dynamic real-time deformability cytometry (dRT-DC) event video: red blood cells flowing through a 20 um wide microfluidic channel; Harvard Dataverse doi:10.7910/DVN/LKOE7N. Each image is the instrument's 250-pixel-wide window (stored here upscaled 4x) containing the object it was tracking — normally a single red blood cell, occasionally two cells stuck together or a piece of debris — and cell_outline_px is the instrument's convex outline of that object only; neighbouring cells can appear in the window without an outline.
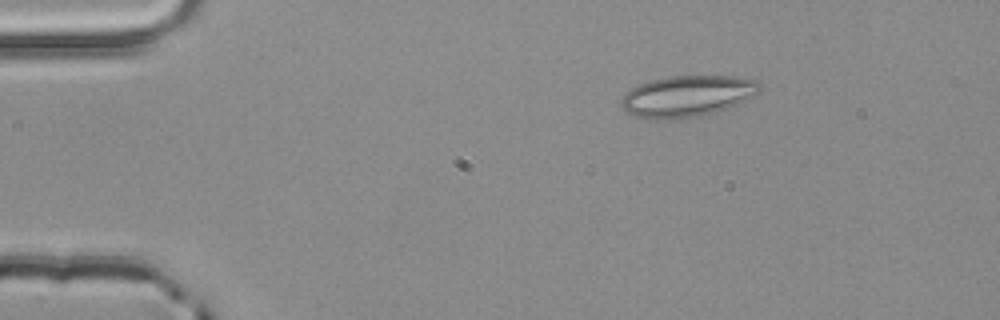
{"species": "common noctule bat (a hibernating species)", "species_latin": "Nyctalus noctula", "temperature_condition": "room temperature", "stored_images_in_passage": 45, "camera_frame_rate_fps": 3000, "um_per_image_px": 0.085, "animal": {"sex": "male", "body_mass_g": 20.4}, "frame": {"image": 1, "passage_image": 1, "time_ms": 0.0, "image_size_px": [1000, 320], "cell_outline_px": [[764, 88], [760, 92], [736, 104], [716, 112], [704, 116], [660, 120], [648, 120], [636, 116], [628, 112], [620, 104], [620, 100], [624, 92], [648, 80], [668, 76], [736, 76], [756, 80], [764, 84]], "centroid_in_image_um": [58.42, 8.17], "position_along_channel_um": 26.6, "area_um2": 33.76}}
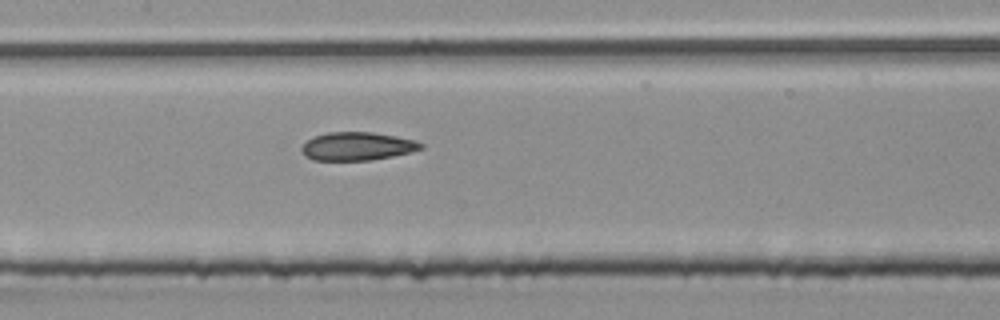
{"frame": {"image": 2, "passage_image": 18, "time_ms": 5.667, "image_size_px": [1000, 320], "cell_outline_px": [[424, 148], [392, 156], [372, 160], [312, 160], [304, 156], [300, 152], [300, 148], [308, 140], [316, 136], [328, 132], [372, 132], [396, 136], [416, 140], [424, 144]], "centroid_in_image_um": [30.35, 12.43], "position_along_channel_um": 177.0, "area_um2": 19.65}}
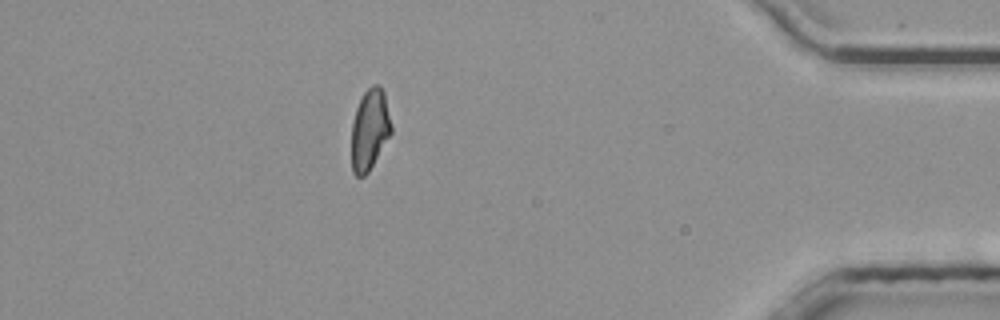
{"frame": {"image": 3, "passage_image": 39, "time_ms": 12.667, "image_size_px": [1000, 320], "cell_outline_px": [[392, 132], [368, 172], [364, 176], [356, 176], [352, 172], [352, 120], [356, 108], [364, 92], [372, 84], [380, 84], [384, 92], [392, 124]], "centroid_in_image_um": [31.43, 10.99], "position_along_channel_um": 403.8, "area_um2": 18.79}, "authors_computed_cell_mechanics": {"area_um2": 19.7098, "velocity_mm_per_s": 3.9199, "shape_relaxation_time_tau1_ms": null, "shape_relaxation_time_tau2_ms": 3.4767, "deformation_change_tau1": null, "deformation_change_tau2": 0.0984}}